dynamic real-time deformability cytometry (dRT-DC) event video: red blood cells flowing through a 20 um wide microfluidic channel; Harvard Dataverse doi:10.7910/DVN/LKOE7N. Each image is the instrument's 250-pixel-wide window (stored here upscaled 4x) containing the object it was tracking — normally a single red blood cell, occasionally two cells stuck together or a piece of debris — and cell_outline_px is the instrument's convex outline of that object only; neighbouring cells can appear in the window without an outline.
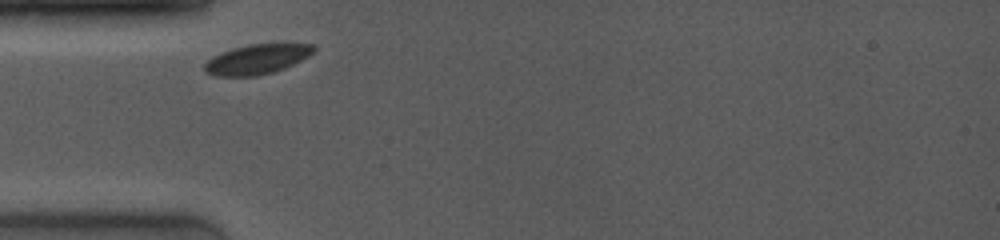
{"species": "common noctule bat (a hibernating species)", "species_latin": "Nyctalus noctula", "temperature_condition": "room temperature", "stored_images_in_passage": 11, "camera_frame_rate_fps": 4000, "um_per_image_px": 0.085, "animal": {"sex": "female", "body_mass_g": 19.0, "forearm_length_mm": 53.3}, "frame": {"image": 1, "passage_image": 1, "time_ms": 0.0, "image_size_px": [1000, 240], "cell_outline_px": [[316, 48], [308, 56], [284, 68], [272, 72], [256, 76], [216, 76], [204, 72], [204, 64], [212, 56], [232, 48], [248, 44], [316, 44]], "centroid_in_image_um": [21.8, 5.03], "position_along_channel_um": 63.2, "area_um2": 18.84}}
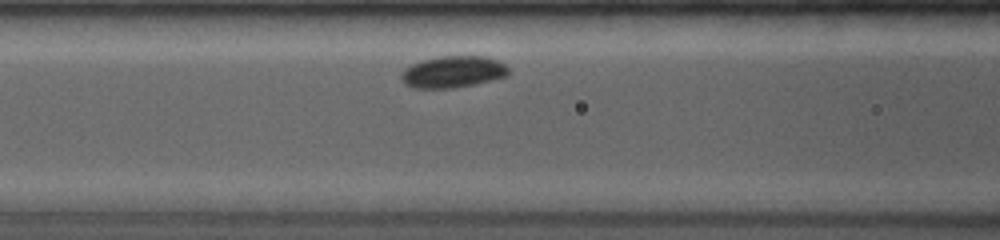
{"frame": {"image": 2, "passage_image": 5, "time_ms": 1.75, "image_size_px": [1000, 240], "cell_outline_px": [[508, 76], [492, 80], [452, 88], [412, 88], [404, 84], [400, 76], [404, 68], [420, 60], [440, 56], [484, 56], [496, 60], [504, 64], [508, 68]], "centroid_in_image_um": [38.46, 6.1], "position_along_channel_um": 128.1, "area_um2": 19.83}}
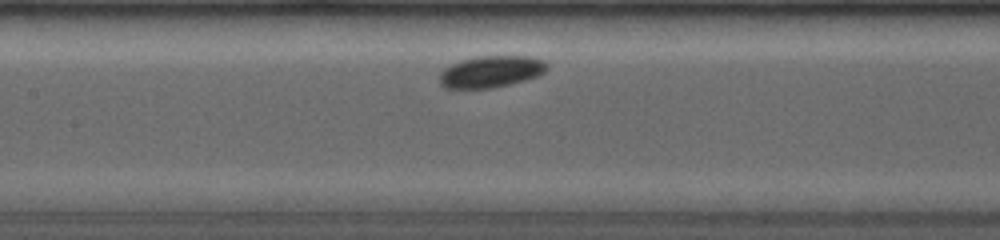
{"frame": {"image": 3, "passage_image": 8, "time_ms": 2.75, "image_size_px": [1000, 240], "cell_outline_px": [[548, 68], [540, 76], [492, 88], [444, 88], [440, 84], [440, 72], [448, 64], [460, 60], [476, 56], [528, 56], [544, 60], [548, 64]], "centroid_in_image_um": [41.72, 6.08], "position_along_channel_um": 165.7, "area_um2": 20.06}}